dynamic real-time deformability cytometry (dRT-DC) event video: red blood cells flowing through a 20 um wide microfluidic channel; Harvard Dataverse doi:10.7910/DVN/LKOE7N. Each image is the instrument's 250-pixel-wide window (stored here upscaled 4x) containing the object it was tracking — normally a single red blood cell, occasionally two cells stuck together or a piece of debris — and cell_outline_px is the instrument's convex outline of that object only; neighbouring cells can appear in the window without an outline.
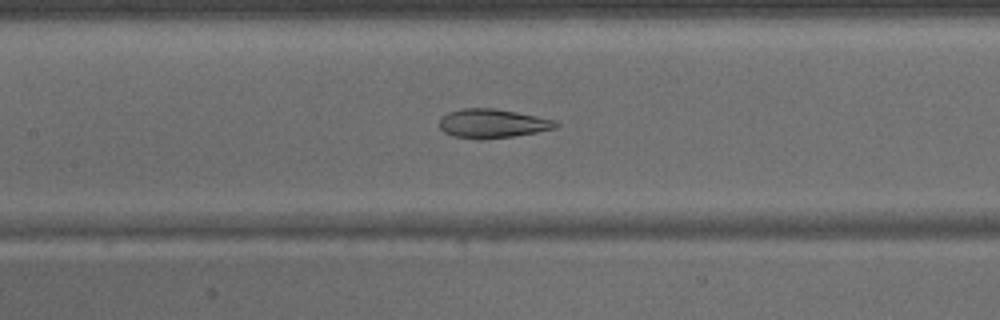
{"species": "common noctule bat (a hibernating species)", "species_latin": "Nyctalus noctula", "temperature_condition": "warm", "stored_images_in_passage": 36, "camera_frame_rate_fps": 3000, "um_per_image_px": 0.085, "animal": {"sex": "male", "body_mass_g": 15.6}, "frame": {"image": 1, "passage_image": 20, "time_ms": 6.333, "image_size_px": [1000, 320], "cell_outline_px": [[560, 124], [556, 128], [536, 132], [512, 136], [452, 136], [444, 132], [440, 128], [440, 120], [448, 112], [464, 108], [492, 108], [516, 112], [556, 120]], "centroid_in_image_um": [41.9, 10.45], "position_along_channel_um": 165.5, "area_um2": 18.73}}
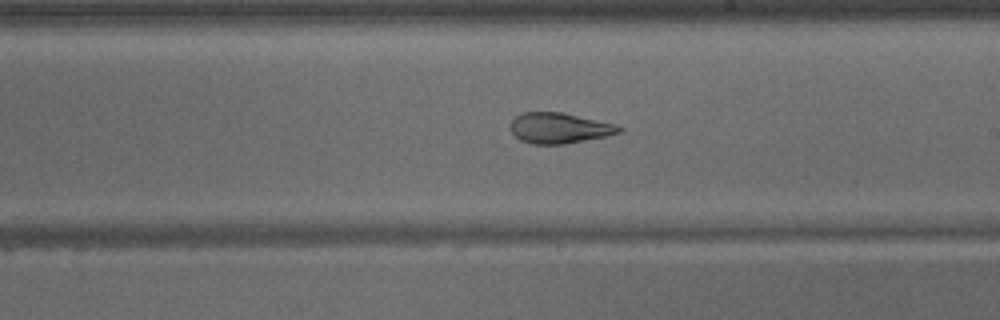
{"frame": {"image": 2, "passage_image": 25, "time_ms": 8.0, "image_size_px": [1000, 320], "cell_outline_px": [[624, 128], [620, 132], [608, 136], [564, 144], [532, 144], [520, 140], [512, 132], [512, 120], [516, 116], [524, 112], [560, 112], [616, 124]], "centroid_in_image_um": [47.57, 10.89], "position_along_channel_um": 241.4, "area_um2": 19.19}}
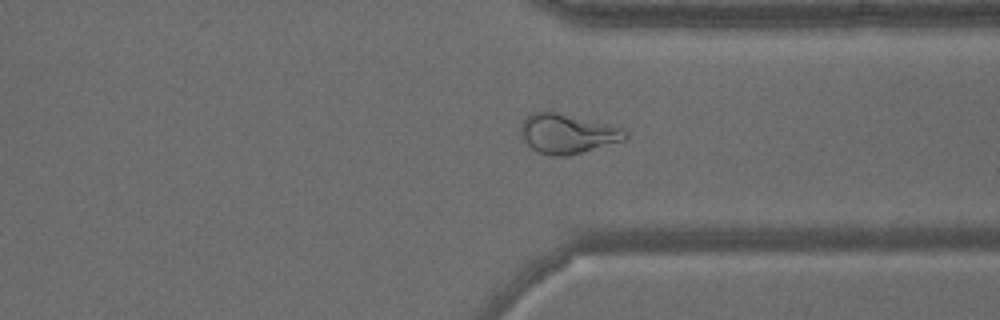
{"frame": {"image": 3, "passage_image": 33, "time_ms": 10.667, "image_size_px": [1000, 320], "cell_outline_px": [[628, 136], [624, 140], [568, 156], [552, 156], [536, 152], [524, 140], [520, 128], [520, 124], [532, 112], [548, 108], [620, 128]], "centroid_in_image_um": [48.15, 11.33], "position_along_channel_um": 363.2, "area_um2": 24.28}}